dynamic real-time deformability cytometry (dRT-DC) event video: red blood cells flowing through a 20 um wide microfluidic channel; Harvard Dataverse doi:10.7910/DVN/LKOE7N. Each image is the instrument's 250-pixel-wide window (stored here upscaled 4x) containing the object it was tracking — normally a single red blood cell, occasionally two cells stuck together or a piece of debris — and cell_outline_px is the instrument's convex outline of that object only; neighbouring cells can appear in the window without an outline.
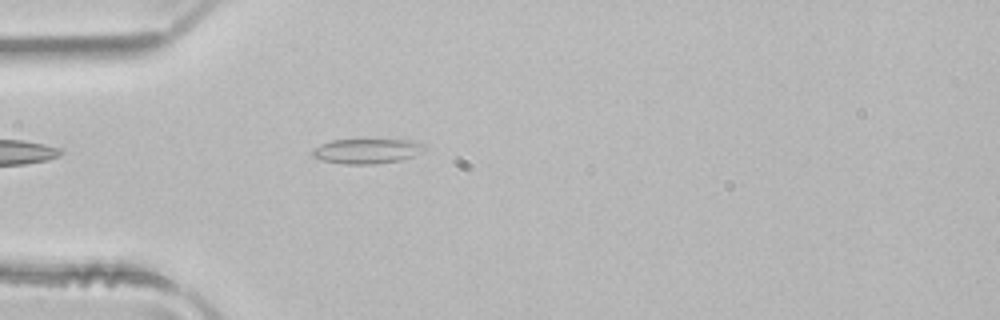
{"species": "common noctule bat (a hibernating species)", "species_latin": "Nyctalus noctula", "temperature_condition": "room temperature", "stored_images_in_passage": 4, "camera_frame_rate_fps": 3000, "um_per_image_px": 0.085, "animal": {"sex": "male", "body_mass_g": 21.5, "forearm_length_mm": 52.0}, "frame": {"image": 1, "passage_image": 4, "time_ms": 1.0, "image_size_px": [1000, 320], "cell_outline_px": [[424, 148], [412, 156], [400, 160], [376, 164], [344, 164], [320, 160], [312, 156], [312, 148], [320, 144], [332, 140], [412, 140], [424, 144]], "centroid_in_image_um": [31.11, 12.84], "position_along_channel_um": 53.9, "area_um2": 16.13}}